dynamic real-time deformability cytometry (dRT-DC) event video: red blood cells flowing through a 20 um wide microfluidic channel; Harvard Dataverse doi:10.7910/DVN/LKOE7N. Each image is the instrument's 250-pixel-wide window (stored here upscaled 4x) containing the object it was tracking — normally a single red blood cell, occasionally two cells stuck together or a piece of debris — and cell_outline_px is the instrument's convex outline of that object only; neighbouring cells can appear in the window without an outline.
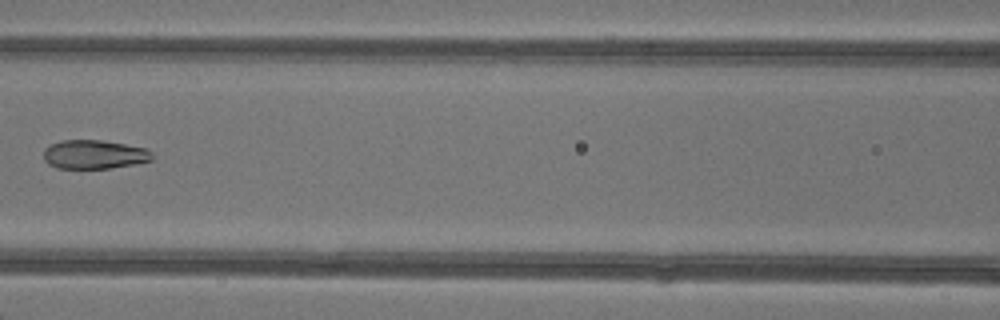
{"species": "common noctule bat (a hibernating species)", "species_latin": "Nyctalus noctula", "temperature_condition": "warm", "stored_images_in_passage": 6, "camera_frame_rate_fps": 3000, "um_per_image_px": 0.085, "animal": {"sex": "female"}, "frame": {"image": 1, "passage_image": 6, "time_ms": 6.0, "image_size_px": [1000, 320], "cell_outline_px": [[152, 160], [112, 168], [56, 168], [48, 164], [44, 160], [44, 148], [52, 144], [64, 140], [100, 140], [148, 148], [152, 152]], "centroid_in_image_um": [8.0, 13.13], "position_along_channel_um": 158.6, "area_um2": 18.21}}